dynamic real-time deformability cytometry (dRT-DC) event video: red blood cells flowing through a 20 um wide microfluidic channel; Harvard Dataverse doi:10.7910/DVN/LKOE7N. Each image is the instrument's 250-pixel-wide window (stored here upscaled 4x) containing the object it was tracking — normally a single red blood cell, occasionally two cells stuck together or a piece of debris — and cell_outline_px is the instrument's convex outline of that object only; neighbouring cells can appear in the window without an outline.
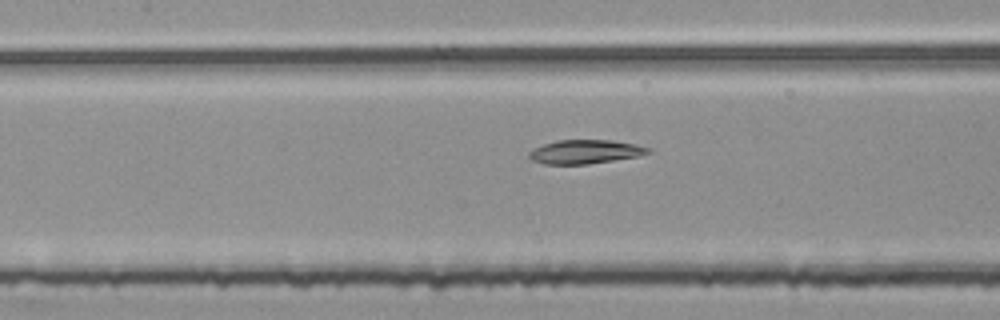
{"species": "common noctule bat (a hibernating species)", "species_latin": "Nyctalus noctula", "temperature_condition": "room temperature", "stored_images_in_passage": 14, "camera_frame_rate_fps": 3000, "um_per_image_px": 0.085, "animal": {"sex": "female", "body_mass_g": 25.1}, "frame": {"image": 1, "passage_image": 12, "time_ms": 3.667, "image_size_px": [1000, 320], "cell_outline_px": [[652, 152], [636, 156], [588, 164], [544, 164], [532, 160], [528, 156], [528, 152], [544, 144], [556, 140], [612, 140], [636, 144], [652, 148]], "centroid_in_image_um": [49.75, 12.89], "position_along_channel_um": 157.7, "area_um2": 16.47}}